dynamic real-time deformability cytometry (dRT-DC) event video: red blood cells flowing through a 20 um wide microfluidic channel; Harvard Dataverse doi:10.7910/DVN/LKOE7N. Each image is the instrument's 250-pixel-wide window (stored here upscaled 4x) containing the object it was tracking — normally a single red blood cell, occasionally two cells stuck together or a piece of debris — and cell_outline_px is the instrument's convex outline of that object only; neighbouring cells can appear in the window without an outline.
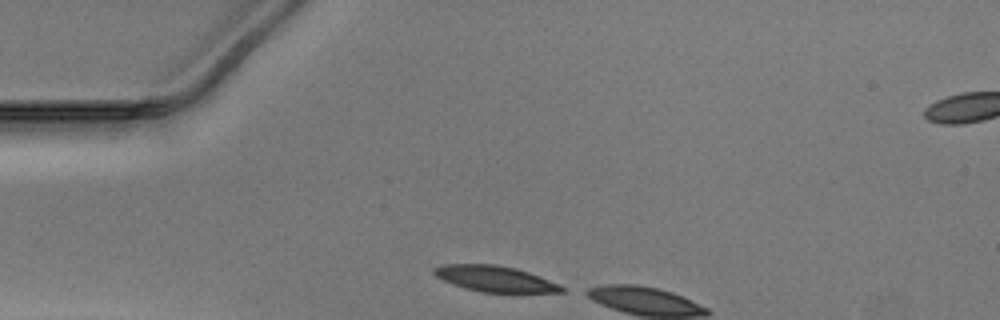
{"species": "Egyptian fruit bat (a non-hibernating species)", "species_latin": "Rousettus aegyptiacus", "temperature_condition": "warm", "stored_images_in_passage": 3, "camera_frame_rate_fps": 3000, "um_per_image_px": 0.085, "animal": {"sex": "male"}, "frame": {"image": 1, "passage_image": 1, "time_ms": 0.0, "image_size_px": [1000, 320], "cell_outline_px": [[564, 292], [480, 292], [464, 288], [452, 284], [436, 276], [432, 272], [432, 268], [444, 264], [496, 264], [516, 268], [528, 272], [560, 284], [564, 288]], "centroid_in_image_um": [42.04, 23.69], "position_along_channel_um": 43.0, "area_um2": 19.19}}